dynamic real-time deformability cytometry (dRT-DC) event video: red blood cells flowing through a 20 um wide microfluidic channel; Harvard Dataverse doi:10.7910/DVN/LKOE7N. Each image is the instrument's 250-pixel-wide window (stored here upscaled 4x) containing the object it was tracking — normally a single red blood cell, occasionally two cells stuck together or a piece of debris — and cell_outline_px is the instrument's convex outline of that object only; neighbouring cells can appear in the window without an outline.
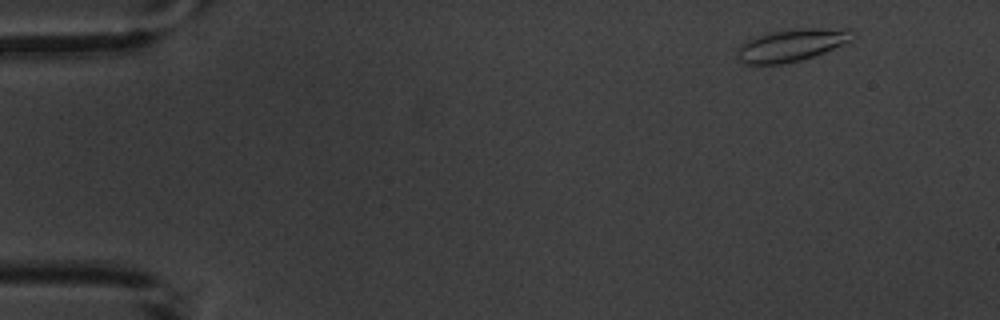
{"species": "common noctule bat (a hibernating species)", "species_latin": "Nyctalus noctula", "temperature_condition": "warm", "stored_images_in_passage": 4, "camera_frame_rate_fps": 3000, "um_per_image_px": 0.085, "animal": {"sex": "male", "body_mass_g": 20.1, "forearm_length_mm": 53.5}, "frame": {"image": 1, "passage_image": 1, "time_ms": 0.0, "image_size_px": [1000, 320], "cell_outline_px": [[856, 32], [852, 40], [824, 52], [800, 60], [784, 64], [744, 64], [740, 60], [736, 52], [740, 44], [752, 36], [768, 32], [800, 28], [852, 28]], "centroid_in_image_um": [67.29, 3.81], "position_along_channel_um": 17.7, "area_um2": 22.02}}
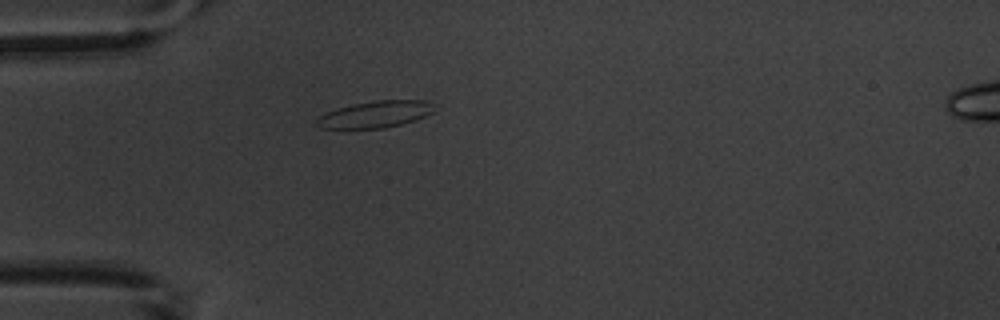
{"frame": {"image": 2, "passage_image": 4, "time_ms": 3.667, "image_size_px": [1000, 320], "cell_outline_px": [[432, 112], [424, 116], [400, 124], [384, 128], [320, 128], [312, 124], [312, 120], [336, 108], [352, 104], [376, 100], [424, 100], [428, 104]], "centroid_in_image_um": [31.74, 9.73], "position_along_channel_um": 53.3, "area_um2": 17.98}}